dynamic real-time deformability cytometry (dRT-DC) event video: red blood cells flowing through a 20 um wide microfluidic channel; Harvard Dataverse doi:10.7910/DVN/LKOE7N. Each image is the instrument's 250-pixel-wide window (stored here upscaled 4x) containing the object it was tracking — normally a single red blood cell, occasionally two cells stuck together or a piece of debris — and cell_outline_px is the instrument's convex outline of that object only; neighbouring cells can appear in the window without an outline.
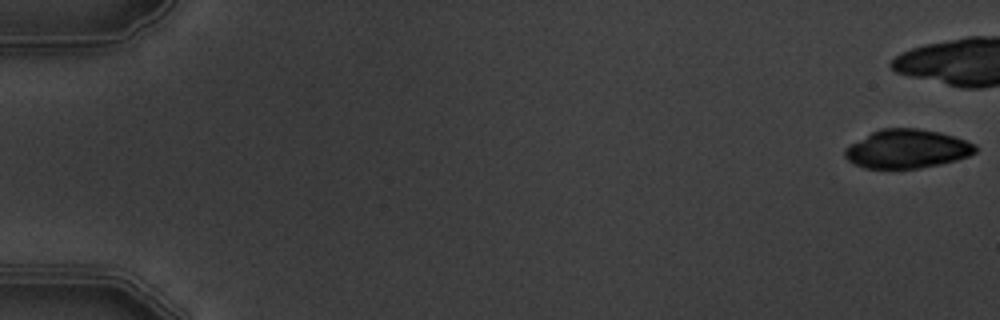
{"species": "common noctule bat (a hibernating species)", "species_latin": "Nyctalus noctula", "temperature_condition": "warm", "stored_images_in_passage": 6, "camera_frame_rate_fps": 3000, "um_per_image_px": 0.085, "animal": {"sex": "male", "body_mass_g": 19.5, "forearm_length_mm": 54.6}, "frame": {"image": 1, "passage_image": 1, "time_ms": 0.0, "image_size_px": [1000, 320], "cell_outline_px": [[976, 152], [968, 156], [956, 160], [940, 164], [920, 168], [864, 168], [848, 160], [844, 156], [844, 148], [848, 144], [880, 128], [916, 128], [940, 132], [976, 144]], "centroid_in_image_um": [77.07, 12.65], "position_along_channel_um": 7.9, "area_um2": 29.42}}